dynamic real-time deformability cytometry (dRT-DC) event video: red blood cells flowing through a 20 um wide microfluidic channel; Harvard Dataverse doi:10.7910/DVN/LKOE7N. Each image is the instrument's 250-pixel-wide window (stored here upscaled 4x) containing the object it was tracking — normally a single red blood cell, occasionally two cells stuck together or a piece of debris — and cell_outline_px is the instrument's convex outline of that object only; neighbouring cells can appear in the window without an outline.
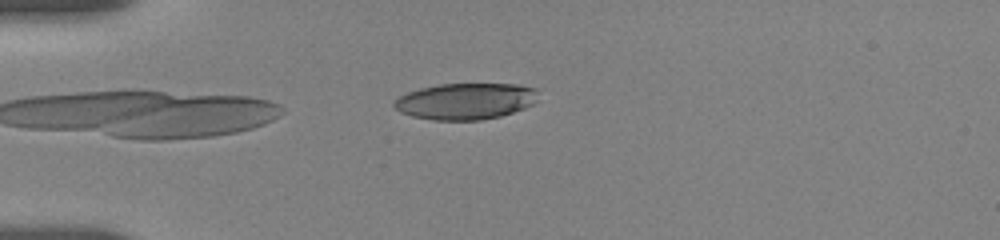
{"species": "human", "species_latin": "Homo sapiens", "temperature_condition": "room temperature", "stored_images_in_passage": 5, "camera_frame_rate_fps": 3000, "um_per_image_px": 0.085, "donor": {"sex": "female"}, "frame": {"image": 1, "passage_image": 5, "time_ms": 2.333, "image_size_px": [1000, 240], "cell_outline_px": [[536, 100], [532, 104], [524, 108], [500, 116], [480, 120], [432, 120], [412, 116], [400, 112], [392, 104], [400, 96], [408, 92], [420, 88], [440, 84], [520, 84], [536, 88]], "centroid_in_image_um": [39.56, 8.6], "position_along_channel_um": 45.4, "area_um2": 30.4}}